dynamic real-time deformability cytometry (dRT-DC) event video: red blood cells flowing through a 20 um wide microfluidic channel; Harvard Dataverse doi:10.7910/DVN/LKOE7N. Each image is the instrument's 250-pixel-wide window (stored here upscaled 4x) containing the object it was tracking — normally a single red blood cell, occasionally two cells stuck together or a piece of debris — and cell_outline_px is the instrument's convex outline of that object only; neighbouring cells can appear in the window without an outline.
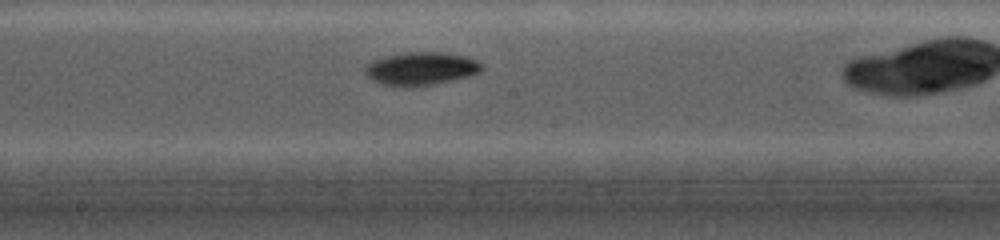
{"species": "common noctule bat (a hibernating species)", "species_latin": "Nyctalus noctula", "temperature_condition": "cold", "stored_images_in_passage": 19, "camera_frame_rate_fps": 5000, "um_per_image_px": 0.085, "animal": {"sex": "female", "body_mass_g": 19.0, "forearm_length_mm": 56.7}, "frame": {"image": 1, "passage_image": 9, "time_ms": 3.8, "image_size_px": [1000, 240], "cell_outline_px": [[484, 68], [480, 72], [472, 76], [412, 88], [400, 88], [384, 84], [372, 80], [364, 72], [364, 68], [368, 64], [376, 60], [388, 56], [408, 52], [440, 52], [464, 56], [476, 60], [484, 64]], "centroid_in_image_um": [35.82, 5.86], "position_along_channel_um": 212.4, "area_um2": 22.6}}